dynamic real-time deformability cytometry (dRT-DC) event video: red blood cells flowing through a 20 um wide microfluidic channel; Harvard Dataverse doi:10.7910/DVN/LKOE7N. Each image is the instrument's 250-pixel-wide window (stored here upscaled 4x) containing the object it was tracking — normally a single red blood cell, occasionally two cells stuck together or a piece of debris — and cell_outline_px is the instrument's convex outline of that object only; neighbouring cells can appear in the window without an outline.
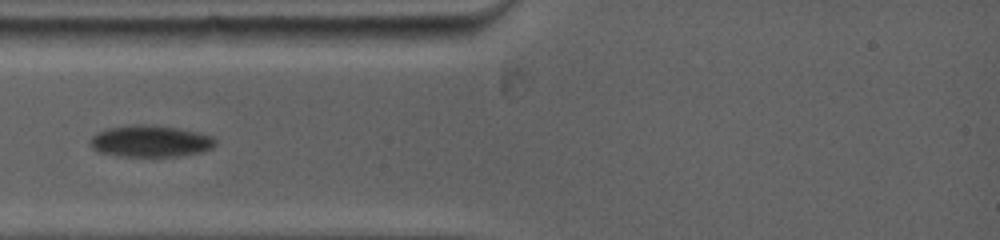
{"species": "common noctule bat (a hibernating species)", "species_latin": "Nyctalus noctula", "temperature_condition": "warm", "stored_images_in_passage": 64, "camera_frame_rate_fps": 5000, "um_per_image_px": 0.085, "animal": {"sex": "female", "body_mass_g": 19.0, "forearm_length_mm": 53.3}, "frame": {"image": 1, "passage_image": 1, "time_ms": 0.0, "image_size_px": [1000, 240], "cell_outline_px": [[216, 144], [212, 148], [200, 152], [176, 156], [128, 156], [100, 152], [92, 148], [92, 136], [108, 128], [132, 124], [156, 124], [180, 128], [212, 136], [216, 140]], "centroid_in_image_um": [12.84, 11.98], "position_along_channel_um": 72.2, "area_um2": 22.89}}
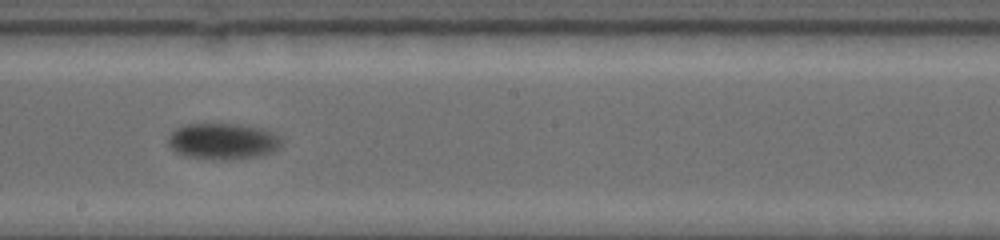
{"frame": {"image": 2, "passage_image": 19, "time_ms": 4.2, "image_size_px": [1000, 240], "cell_outline_px": [[284, 140], [280, 148], [276, 152], [260, 156], [220, 160], [184, 156], [176, 152], [168, 144], [168, 136], [176, 128], [188, 124], [236, 124], [260, 128]], "centroid_in_image_um": [18.95, 12.02], "position_along_channel_um": 229.2, "area_um2": 23.87}}
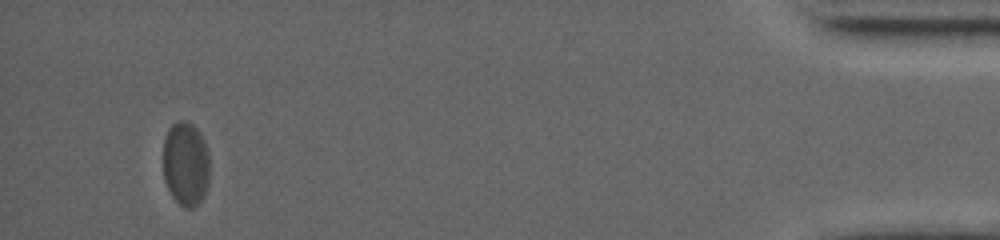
{"frame": {"image": 3, "passage_image": 55, "time_ms": 12.2, "image_size_px": [1000, 240], "cell_outline_px": [[208, 184], [204, 196], [192, 208], [184, 208], [172, 196], [164, 180], [164, 140], [168, 128], [172, 124], [180, 120], [184, 120], [192, 124], [200, 132], [208, 148]], "centroid_in_image_um": [15.79, 13.9], "position_along_channel_um": 419.4, "area_um2": 22.83}}